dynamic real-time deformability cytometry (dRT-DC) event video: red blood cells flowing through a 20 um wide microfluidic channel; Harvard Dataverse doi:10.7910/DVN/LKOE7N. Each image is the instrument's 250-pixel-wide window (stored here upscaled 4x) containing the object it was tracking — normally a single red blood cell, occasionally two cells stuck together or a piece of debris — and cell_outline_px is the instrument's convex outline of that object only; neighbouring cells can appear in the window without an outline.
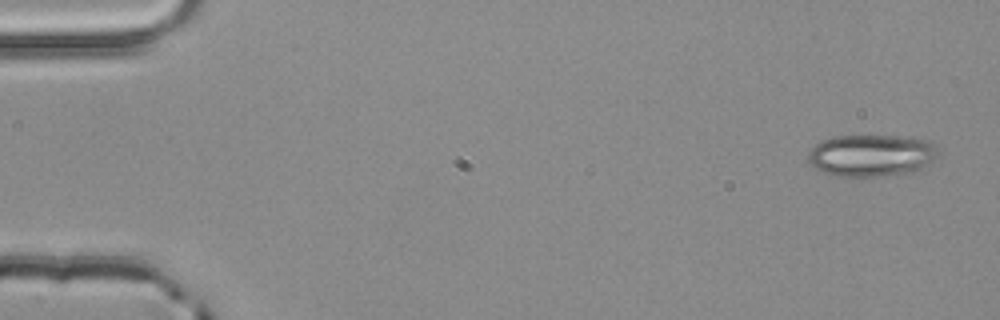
{"species": "common noctule bat (a hibernating species)", "species_latin": "Nyctalus noctula", "temperature_condition": "room temperature", "stored_images_in_passage": 4, "camera_frame_rate_fps": 3000, "um_per_image_px": 0.085, "animal": {"sex": "male", "body_mass_g": 20.4}, "frame": {"image": 1, "passage_image": 1, "time_ms": 0.0, "image_size_px": [1000, 320], "cell_outline_px": [[940, 156], [920, 168], [912, 172], [884, 176], [836, 176], [824, 172], [816, 168], [808, 160], [808, 152], [820, 140], [832, 136], [896, 136], [928, 140], [940, 152]], "centroid_in_image_um": [74.07, 13.2], "position_along_channel_um": 10.9, "area_um2": 31.79}}